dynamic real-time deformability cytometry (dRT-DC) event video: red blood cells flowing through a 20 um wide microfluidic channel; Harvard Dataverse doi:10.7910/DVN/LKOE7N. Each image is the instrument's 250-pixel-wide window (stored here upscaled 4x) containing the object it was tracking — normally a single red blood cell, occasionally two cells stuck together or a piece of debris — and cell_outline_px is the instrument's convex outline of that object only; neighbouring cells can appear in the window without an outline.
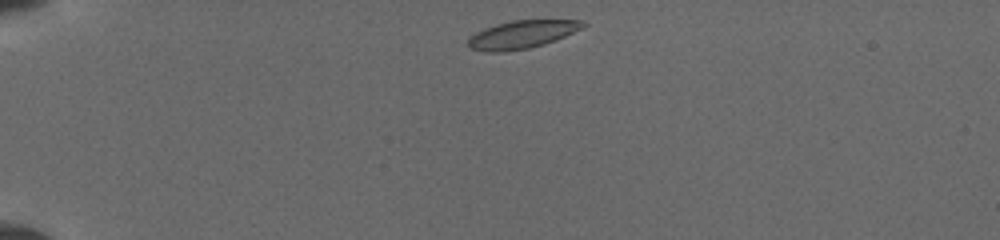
{"species": "common noctule bat (a hibernating species)", "species_latin": "Nyctalus noctula", "temperature_condition": "cold", "stored_images_in_passage": 32, "camera_frame_rate_fps": 3000, "um_per_image_px": 0.085, "animal": {"sex": "female", "body_mass_g": 19.5, "forearm_length_mm": 54.1}, "frame": {"image": 1, "passage_image": 1, "time_ms": 0.0, "image_size_px": [1000, 240], "cell_outline_px": [[588, 24], [556, 40], [544, 44], [528, 48], [500, 52], [488, 52], [472, 48], [468, 44], [468, 40], [476, 32], [484, 28], [496, 24], [512, 20], [584, 20]], "centroid_in_image_um": [44.37, 2.92], "position_along_channel_um": 40.6, "area_um2": 18.44}}
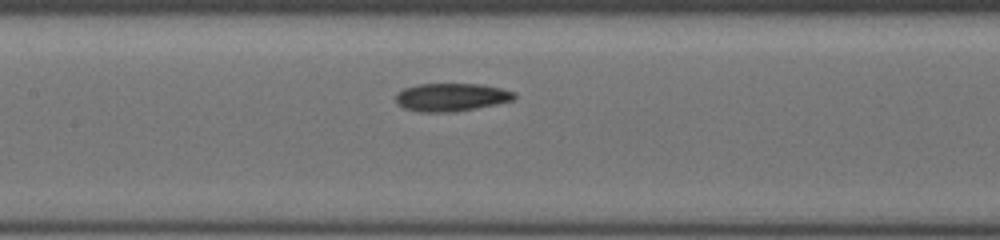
{"frame": {"image": 2, "passage_image": 13, "time_ms": 4.667, "image_size_px": [1000, 240], "cell_outline_px": [[516, 96], [512, 100], [496, 104], [472, 108], [440, 112], [424, 112], [404, 108], [396, 104], [396, 92], [404, 88], [416, 84], [484, 84], [516, 92]], "centroid_in_image_um": [38.33, 8.24], "position_along_channel_um": 169.1, "area_um2": 19.13}}
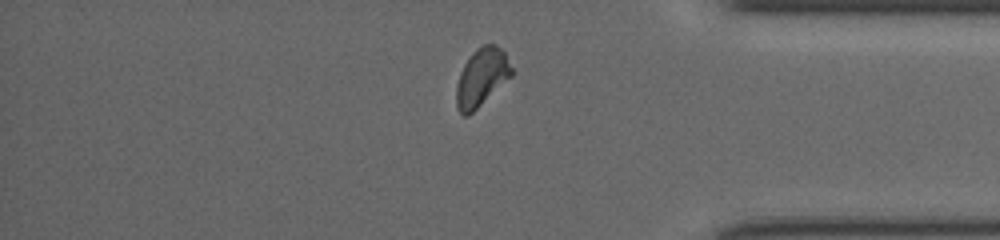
{"frame": {"image": 3, "passage_image": 26, "time_ms": 10.667, "image_size_px": [1000, 240], "cell_outline_px": [[512, 76], [468, 116], [464, 116], [456, 108], [456, 88], [460, 72], [464, 64], [476, 48], [484, 44], [496, 44], [504, 52], [512, 68]], "centroid_in_image_um": [40.93, 6.57], "position_along_channel_um": 394.3, "area_um2": 18.5}}